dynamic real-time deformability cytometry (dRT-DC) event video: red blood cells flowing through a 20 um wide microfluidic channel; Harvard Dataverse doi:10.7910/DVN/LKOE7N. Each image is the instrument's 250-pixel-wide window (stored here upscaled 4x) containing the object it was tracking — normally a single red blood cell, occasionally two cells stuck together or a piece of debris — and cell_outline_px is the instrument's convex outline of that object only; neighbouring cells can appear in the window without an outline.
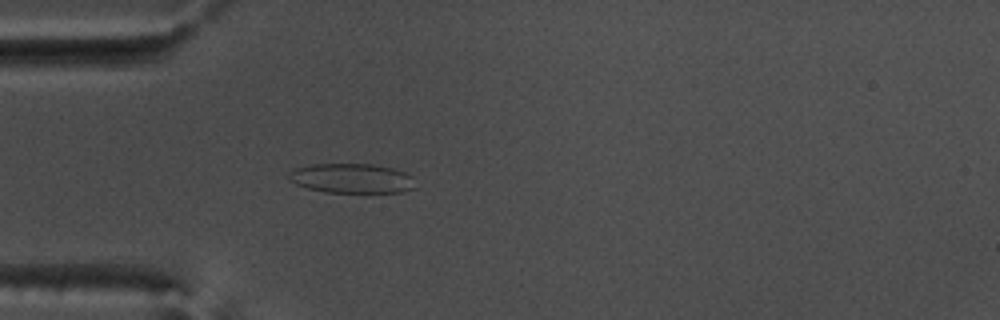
{"species": "common noctule bat (a hibernating species)", "species_latin": "Nyctalus noctula", "temperature_condition": "warm", "stored_images_in_passage": 43, "camera_frame_rate_fps": 3000, "um_per_image_px": 0.085, "animal": {"sex": "male", "body_mass_g": 17.5, "forearm_length_mm": 52.3}, "frame": {"image": 1, "passage_image": 5, "time_ms": 1.333, "image_size_px": [1000, 320], "cell_outline_px": [[416, 188], [400, 192], [324, 192], [308, 188], [296, 184], [288, 180], [288, 172], [296, 168], [308, 164], [372, 164], [392, 168], [404, 172], [412, 176]], "centroid_in_image_um": [29.87, 15.15], "position_along_channel_um": 55.1, "area_um2": 21.91}}
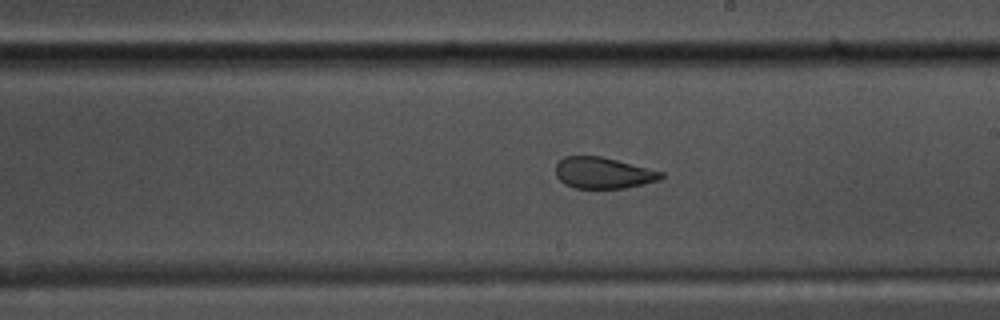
{"frame": {"image": 2, "passage_image": 20, "time_ms": 6.333, "image_size_px": [1000, 320], "cell_outline_px": [[664, 176], [660, 180], [624, 188], [576, 188], [564, 184], [556, 176], [556, 164], [564, 156], [600, 156], [664, 172]], "centroid_in_image_um": [51.26, 14.7], "position_along_channel_um": 237.7, "area_um2": 19.07}}
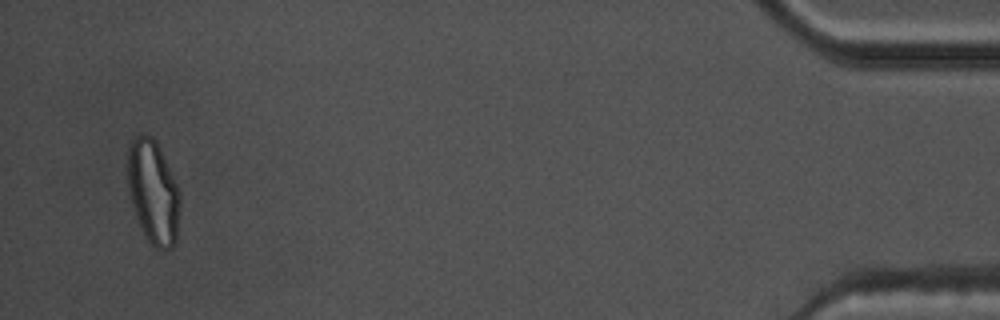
{"frame": {"image": 3, "passage_image": 41, "time_ms": 13.333, "image_size_px": [1000, 320], "cell_outline_px": [[180, 200], [176, 244], [172, 248], [164, 252], [160, 252], [144, 236], [140, 228], [128, 192], [128, 144], [140, 132], [152, 136], [156, 140], [160, 148], [180, 192]], "centroid_in_image_um": [13.02, 16.35], "position_along_channel_um": 422.2, "area_um2": 32.08}, "authors_computed_cell_mechanics": {"area_um2": 21.7906, "velocity_mm_per_s": 3.7863, "shape_relaxation_time_tau1_ms": null, "shape_relaxation_time_tau2_ms": 1.5284, "deformation_change_tau1": null, "deformation_change_tau2": 0.0875}}